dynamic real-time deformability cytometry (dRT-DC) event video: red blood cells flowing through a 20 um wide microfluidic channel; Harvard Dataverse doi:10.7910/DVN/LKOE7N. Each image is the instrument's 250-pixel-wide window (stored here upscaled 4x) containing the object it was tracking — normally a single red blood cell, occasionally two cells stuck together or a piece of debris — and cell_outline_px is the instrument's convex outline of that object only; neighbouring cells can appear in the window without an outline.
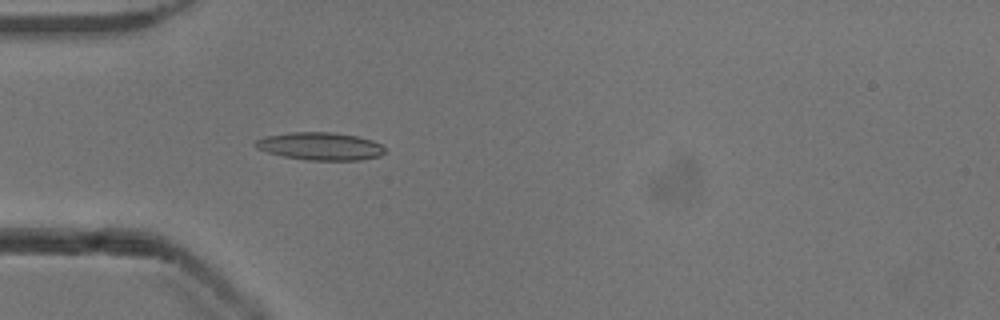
{"species": "common noctule bat (a hibernating species)", "species_latin": "Nyctalus noctula", "temperature_condition": "cold", "stored_images_in_passage": 44, "camera_frame_rate_fps": 3000, "um_per_image_px": 0.085, "animal": {"sex": "male", "body_mass_g": 13.3}, "frame": {"image": 1, "passage_image": 7, "time_ms": 2.0, "image_size_px": [1000, 320], "cell_outline_px": [[384, 152], [380, 156], [360, 160], [304, 160], [284, 156], [268, 152], [256, 148], [252, 144], [256, 140], [264, 136], [288, 132], [332, 132], [356, 136], [372, 140], [380, 144], [384, 148]], "centroid_in_image_um": [27.18, 12.42], "position_along_channel_um": 57.8, "area_um2": 20.98}}
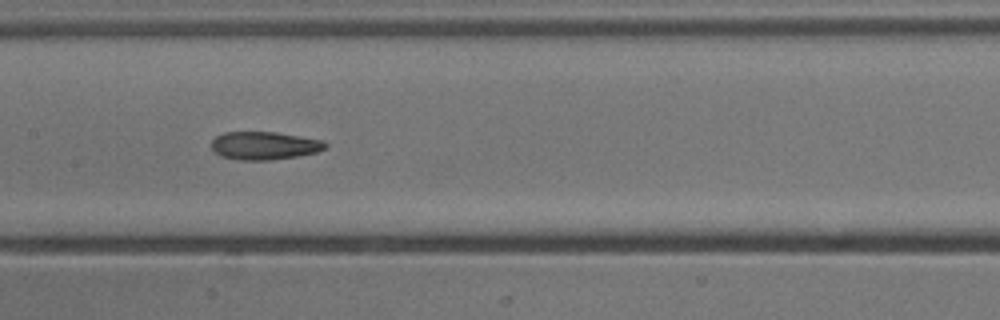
{"frame": {"image": 2, "passage_image": 17, "time_ms": 5.333, "image_size_px": [1000, 320], "cell_outline_px": [[328, 144], [324, 148], [316, 152], [296, 156], [268, 160], [240, 160], [220, 156], [212, 148], [212, 140], [216, 136], [224, 132], [276, 132], [320, 140]], "centroid_in_image_um": [22.42, 12.37], "position_along_channel_um": 185.0, "area_um2": 18.32}}
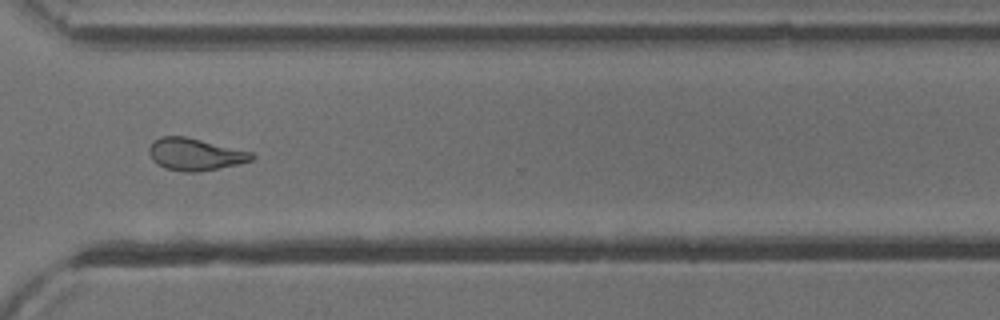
{"frame": {"image": 3, "passage_image": 30, "time_ms": 9.667, "image_size_px": [1000, 320], "cell_outline_px": [[256, 156], [252, 160], [236, 164], [196, 172], [184, 172], [164, 168], [156, 164], [152, 160], [148, 152], [148, 148], [152, 140], [160, 136], [184, 136], [252, 152]], "centroid_in_image_um": [16.51, 13.11], "position_along_channel_um": 354.1, "area_um2": 19.19}, "authors_computed_cell_mechanics": {"area_um2": 19.363, "velocity_mm_per_s": 3.9193, "shape_relaxation_time_tau1_ms": null, "shape_relaxation_time_tau2_ms": 4.4968, "deformation_change_tau1": null, "deformation_change_tau2": 0.14}}